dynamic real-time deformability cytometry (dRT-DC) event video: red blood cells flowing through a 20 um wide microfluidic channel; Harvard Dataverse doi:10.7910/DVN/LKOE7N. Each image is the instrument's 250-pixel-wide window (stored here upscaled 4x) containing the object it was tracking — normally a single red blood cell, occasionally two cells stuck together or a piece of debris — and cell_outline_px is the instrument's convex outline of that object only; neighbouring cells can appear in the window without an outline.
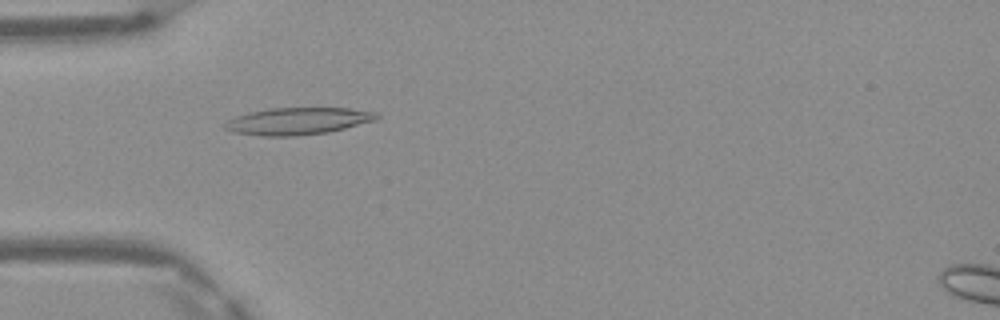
{"species": "Egyptian fruit bat (a non-hibernating species)", "species_latin": "Rousettus aegyptiacus", "temperature_condition": "warm", "stored_images_in_passage": 38, "camera_frame_rate_fps": 3000, "um_per_image_px": 0.085, "frame": {"image": 1, "passage_image": 5, "time_ms": 1.333, "image_size_px": [1000, 320], "cell_outline_px": [[380, 116], [376, 120], [328, 132], [296, 136], [260, 136], [236, 132], [224, 128], [224, 124], [228, 120], [236, 116], [268, 108], [348, 108], [376, 112]], "centroid_in_image_um": [25.33, 10.29], "position_along_channel_um": 59.7, "area_um2": 23.76}}
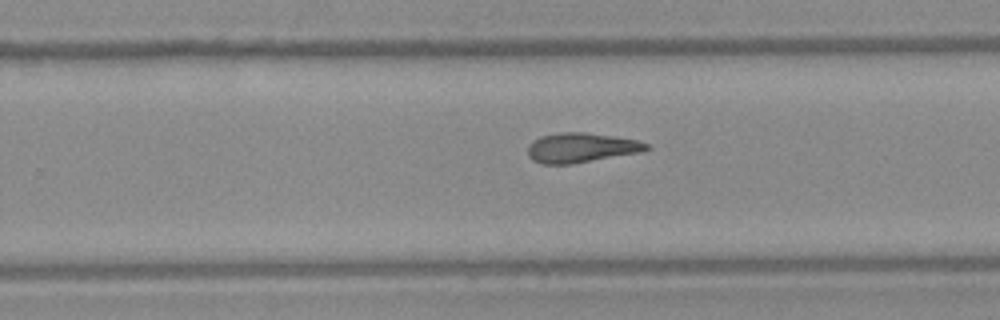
{"frame": {"image": 2, "passage_image": 21, "time_ms": 6.667, "image_size_px": [1000, 320], "cell_outline_px": [[652, 148], [640, 152], [572, 164], [540, 164], [532, 160], [528, 156], [528, 144], [532, 140], [540, 136], [560, 132], [584, 132], [612, 136], [636, 140], [648, 144]], "centroid_in_image_um": [49.34, 12.56], "position_along_channel_um": 280.5, "area_um2": 20.58}}
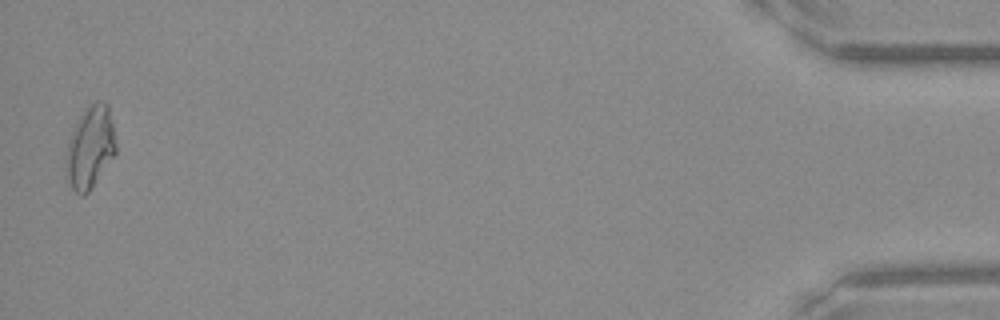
{"frame": {"image": 3, "passage_image": 38, "time_ms": 12.333, "image_size_px": [1000, 320], "cell_outline_px": [[116, 152], [92, 188], [84, 196], [80, 196], [72, 188], [68, 180], [68, 140], [76, 120], [96, 100], [104, 100], [108, 104], [116, 144]], "centroid_in_image_um": [7.69, 12.51], "position_along_channel_um": 427.5, "area_um2": 23.35}, "authors_computed_cell_mechanics": {"area_um2": 20.8658, "velocity_mm_per_s": 4.1828, "shape_relaxation_time_tau1_ms": null, "shape_relaxation_time_tau2_ms": 4.3359, "deformation_change_tau1": null, "deformation_change_tau2": 0.1648}}